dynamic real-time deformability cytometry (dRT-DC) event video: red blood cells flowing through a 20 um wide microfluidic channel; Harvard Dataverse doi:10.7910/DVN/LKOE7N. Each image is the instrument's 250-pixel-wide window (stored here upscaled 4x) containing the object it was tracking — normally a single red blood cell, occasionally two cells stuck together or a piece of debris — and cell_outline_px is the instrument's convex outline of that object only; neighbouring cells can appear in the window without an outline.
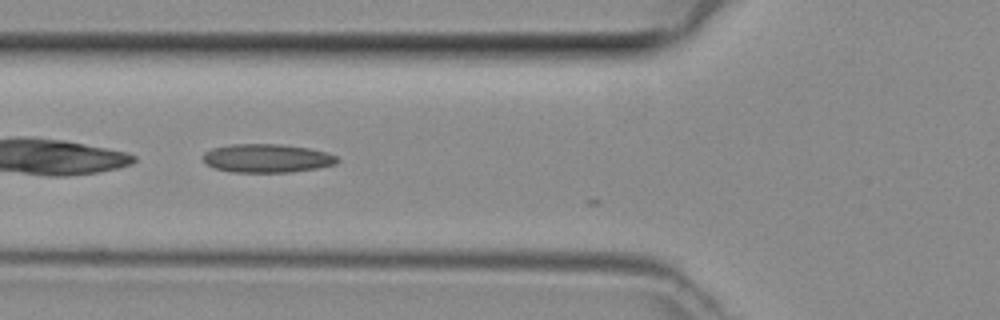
{"species": "common noctule bat (a hibernating species)", "species_latin": "Nyctalus noctula", "temperature_condition": "room temperature", "stored_images_in_passage": 6, "camera_frame_rate_fps": 3000, "um_per_image_px": 0.085, "animal": {"sex": "female", "body_mass_g": 29.2, "forearm_length_mm": 56.3}, "frame": {"image": 1, "passage_image": 2, "time_ms": 0.333, "image_size_px": [1000, 320], "cell_outline_px": [[340, 160], [336, 164], [320, 168], [292, 172], [232, 172], [216, 168], [208, 164], [204, 160], [204, 152], [212, 148], [232, 144], [280, 144], [308, 148], [328, 152], [336, 156]], "centroid_in_image_um": [22.75, 13.45], "position_along_channel_um": 103.1, "area_um2": 22.37}}
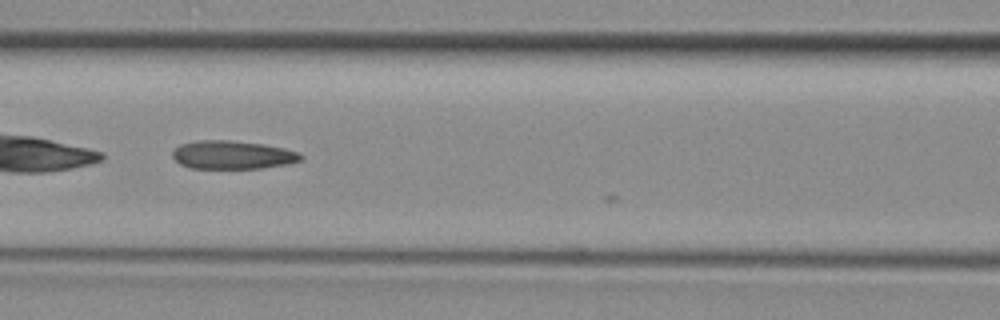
{"frame": {"image": 2, "passage_image": 5, "time_ms": 1.333, "image_size_px": [1000, 320], "cell_outline_px": [[304, 160], [288, 164], [260, 168], [192, 168], [180, 164], [172, 156], [172, 152], [180, 144], [196, 140], [228, 140], [264, 144], [284, 148], [300, 152], [304, 156]], "centroid_in_image_um": [19.81, 13.16], "position_along_channel_um": 146.8, "area_um2": 21.33}}